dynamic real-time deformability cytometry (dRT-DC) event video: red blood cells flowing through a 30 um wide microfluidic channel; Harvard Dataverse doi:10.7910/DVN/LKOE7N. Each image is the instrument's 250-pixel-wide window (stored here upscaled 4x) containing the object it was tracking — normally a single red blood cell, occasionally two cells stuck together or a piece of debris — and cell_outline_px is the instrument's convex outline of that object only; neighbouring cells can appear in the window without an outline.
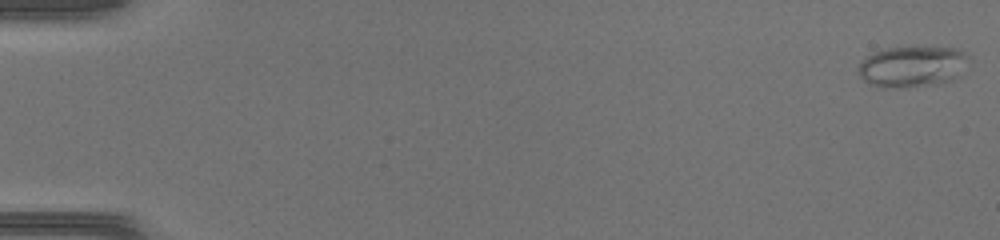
{"species": "common noctule bat (a hibernating species)", "species_latin": "Nyctalus noctula", "temperature_condition": "warm", "stored_images_in_passage": 46, "camera_frame_rate_fps": 3000, "um_per_image_px": 0.085, "animal": {"sex": "female", "body_mass_g": 17.0, "forearm_length_mm": 48.0}, "frame": {"image": 1, "passage_image": 1, "time_ms": 0.0, "image_size_px": [1000, 240], "cell_outline_px": [[972, 60], [948, 80], [936, 84], [908, 88], [884, 88], [868, 84], [860, 76], [856, 68], [872, 52], [888, 48], [908, 44], [956, 48], [972, 56]], "centroid_in_image_um": [77.53, 5.61], "position_along_channel_um": 7.5, "area_um2": 27.22}}
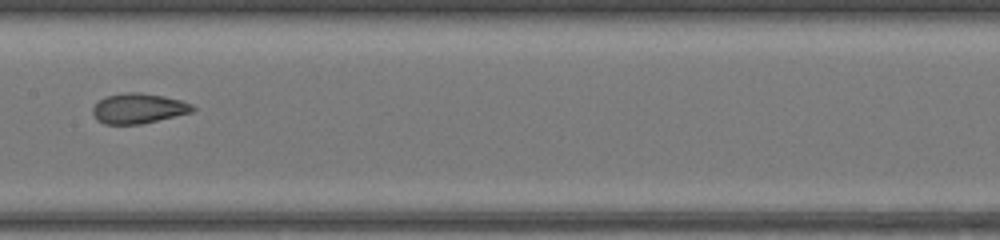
{"frame": {"image": 2, "passage_image": 25, "time_ms": 8.0, "image_size_px": [1000, 240], "cell_outline_px": [[196, 108], [192, 112], [140, 124], [104, 124], [96, 120], [92, 112], [92, 108], [104, 96], [124, 92], [140, 92], [164, 96], [180, 100], [192, 104]], "centroid_in_image_um": [11.74, 9.21], "position_along_channel_um": 195.7, "area_um2": 17.57}}
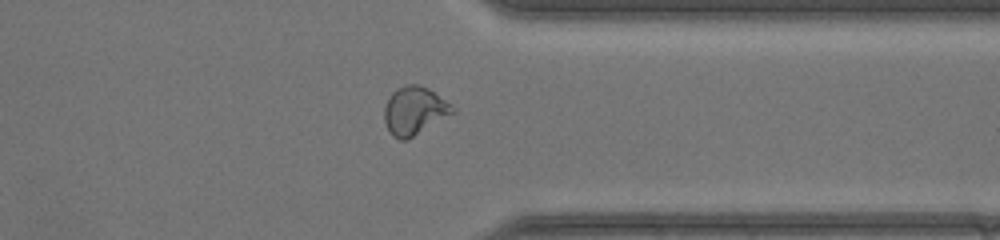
{"frame": {"image": 3, "passage_image": 37, "time_ms": 12.0, "image_size_px": [1000, 240], "cell_outline_px": [[456, 112], [408, 140], [400, 140], [392, 136], [384, 120], [384, 108], [388, 96], [396, 88], [408, 84], [420, 84], [428, 88], [456, 108]], "centroid_in_image_um": [35.22, 9.42], "position_along_channel_um": 376.2, "area_um2": 19.36}}